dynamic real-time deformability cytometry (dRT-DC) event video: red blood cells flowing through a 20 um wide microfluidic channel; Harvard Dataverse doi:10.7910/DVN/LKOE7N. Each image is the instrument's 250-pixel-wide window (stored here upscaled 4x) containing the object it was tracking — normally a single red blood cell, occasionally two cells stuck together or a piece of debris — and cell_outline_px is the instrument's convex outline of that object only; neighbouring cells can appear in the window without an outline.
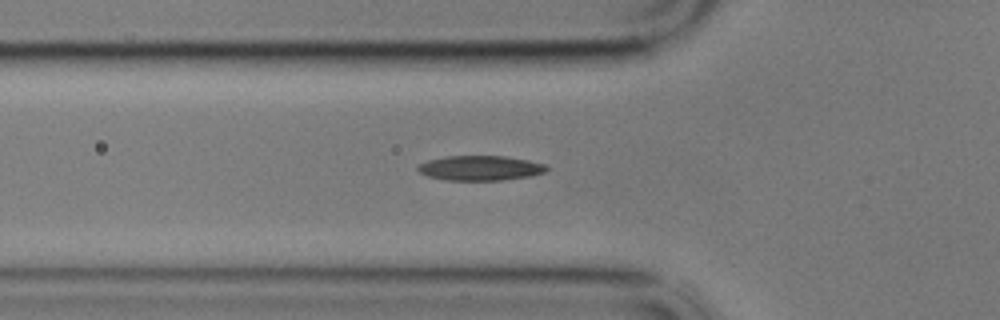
{"species": "common noctule bat (a hibernating species)", "species_latin": "Nyctalus noctula", "temperature_condition": "cold", "stored_images_in_passage": 41, "camera_frame_rate_fps": 3000, "um_per_image_px": 0.085, "animal": {"sex": "male", "body_mass_g": 17.9}, "frame": {"image": 1, "passage_image": 3, "time_ms": 0.667, "image_size_px": [1000, 320], "cell_outline_px": [[548, 168], [544, 172], [532, 176], [500, 180], [444, 180], [428, 176], [420, 172], [416, 168], [420, 164], [428, 160], [444, 156], [504, 156], [528, 160], [544, 164]], "centroid_in_image_um": [40.81, 14.28], "position_along_channel_um": 85.0, "area_um2": 18.55}}
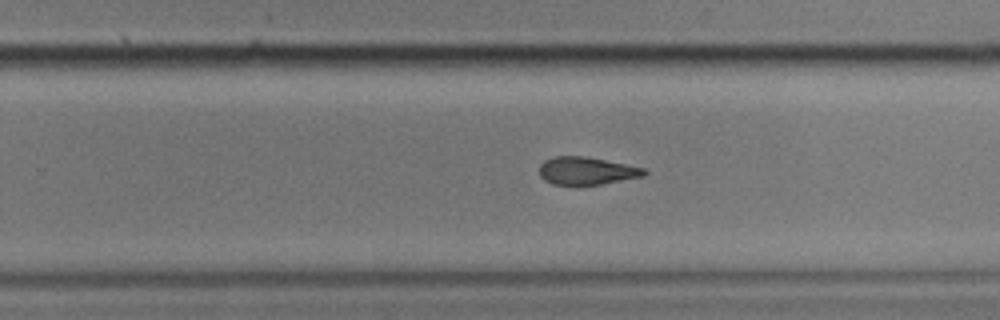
{"frame": {"image": 2, "passage_image": 20, "time_ms": 6.333, "image_size_px": [1000, 320], "cell_outline_px": [[648, 172], [644, 176], [600, 184], [576, 188], [572, 188], [552, 184], [544, 180], [540, 176], [540, 164], [544, 160], [556, 156], [584, 156], [644, 168]], "centroid_in_image_um": [49.8, 14.57], "position_along_channel_um": 280.0, "area_um2": 17.4}}
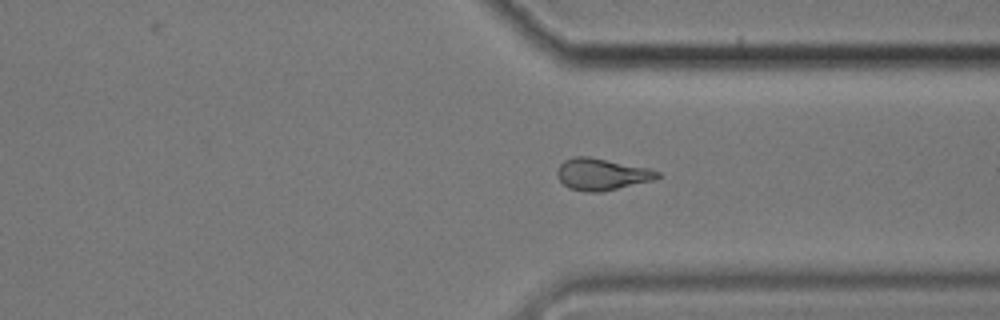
{"frame": {"image": 3, "passage_image": 27, "time_ms": 8.667, "image_size_px": [1000, 320], "cell_outline_px": [[664, 176], [652, 180], [600, 192], [588, 192], [568, 188], [560, 180], [556, 172], [560, 164], [564, 160], [576, 156], [588, 156], [648, 168], [660, 172]], "centroid_in_image_um": [51.15, 14.81], "position_along_channel_um": 360.3, "area_um2": 18.38}, "authors_computed_cell_mechanics": {"area_um2": 18.0336, "velocity_mm_per_s": 3.4299, "shape_relaxation_time_tau1_ms": 8.97, "shape_relaxation_time_tau2_ms": 4.7874, "deformation_change_tau1": 0.2048, "deformation_change_tau2": 0.1353}}